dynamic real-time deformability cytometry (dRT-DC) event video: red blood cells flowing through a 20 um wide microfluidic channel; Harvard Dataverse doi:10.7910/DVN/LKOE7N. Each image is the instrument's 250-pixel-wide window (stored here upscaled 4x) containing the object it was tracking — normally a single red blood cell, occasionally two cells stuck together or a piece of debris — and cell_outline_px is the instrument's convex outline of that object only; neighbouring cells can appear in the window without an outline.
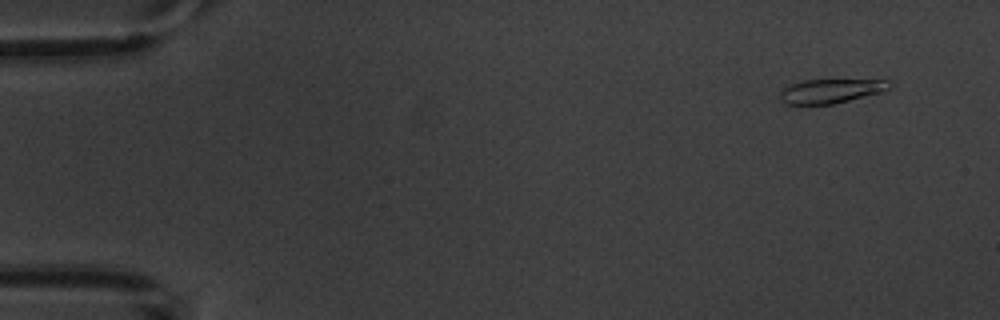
{"species": "common noctule bat (a hibernating species)", "species_latin": "Nyctalus noctula", "temperature_condition": "warm", "stored_images_in_passage": 9, "camera_frame_rate_fps": 3000, "um_per_image_px": 0.085, "animal": {"sex": "male", "body_mass_g": 20.1, "forearm_length_mm": 53.5}, "frame": {"image": 1, "passage_image": 1, "time_ms": 0.0, "image_size_px": [1000, 320], "cell_outline_px": [[892, 88], [884, 92], [832, 104], [784, 104], [780, 100], [780, 88], [788, 84], [804, 80], [888, 80], [892, 84]], "centroid_in_image_um": [70.61, 7.73], "position_along_channel_um": 14.4, "area_um2": 15.66}}
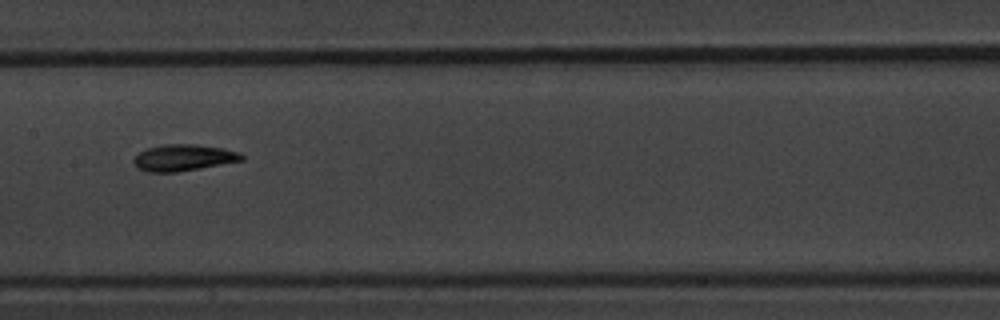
{"frame": {"image": 2, "passage_image": 8, "time_ms": 8.0, "image_size_px": [1000, 320], "cell_outline_px": [[244, 160], [176, 172], [148, 172], [136, 168], [132, 160], [140, 152], [148, 148], [164, 144], [192, 144], [224, 148], [240, 152], [244, 156]], "centroid_in_image_um": [15.59, 13.4], "position_along_channel_um": 191.8, "area_um2": 16.59}}
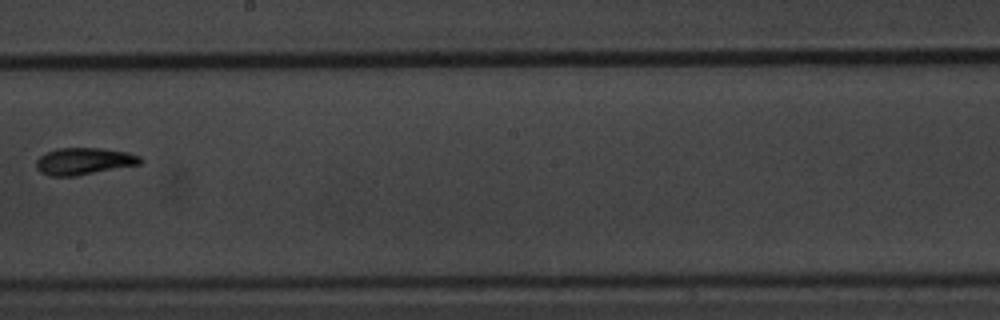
{"frame": {"image": 3, "passage_image": 9, "time_ms": 9.333, "image_size_px": [1000, 320], "cell_outline_px": [[144, 160], [140, 164], [76, 176], [48, 176], [40, 172], [36, 168], [36, 160], [44, 152], [56, 148], [100, 148], [128, 152], [140, 156]], "centroid_in_image_um": [7.11, 13.7], "position_along_channel_um": 241.1, "area_um2": 16.53}}